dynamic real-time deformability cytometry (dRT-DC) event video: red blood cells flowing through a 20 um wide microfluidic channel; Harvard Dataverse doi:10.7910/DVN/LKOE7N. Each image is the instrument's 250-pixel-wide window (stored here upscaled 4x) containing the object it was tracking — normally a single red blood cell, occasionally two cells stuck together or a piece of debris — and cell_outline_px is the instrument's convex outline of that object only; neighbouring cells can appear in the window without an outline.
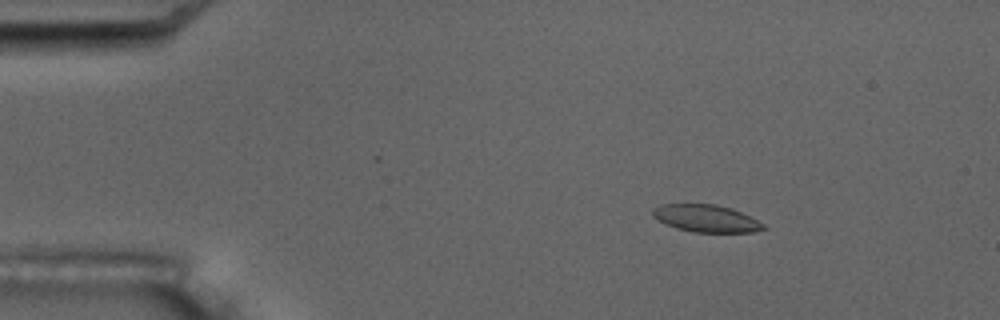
{"species": "common noctule bat (a hibernating species)", "species_latin": "Nyctalus noctula", "temperature_condition": "room temperature", "stored_images_in_passage": 4, "camera_frame_rate_fps": 3000, "um_per_image_px": 0.085, "animal": {"sex": "male", "body_mass_g": 17.5, "forearm_length_mm": 52.3}, "frame": {"image": 1, "passage_image": 2, "time_ms": 1.0, "image_size_px": [1000, 320], "cell_outline_px": [[768, 228], [752, 232], [692, 232], [676, 228], [652, 216], [652, 208], [660, 204], [716, 204], [732, 208], [764, 224]], "centroid_in_image_um": [60.01, 18.56], "position_along_channel_um": 25.0, "area_um2": 17.51}}